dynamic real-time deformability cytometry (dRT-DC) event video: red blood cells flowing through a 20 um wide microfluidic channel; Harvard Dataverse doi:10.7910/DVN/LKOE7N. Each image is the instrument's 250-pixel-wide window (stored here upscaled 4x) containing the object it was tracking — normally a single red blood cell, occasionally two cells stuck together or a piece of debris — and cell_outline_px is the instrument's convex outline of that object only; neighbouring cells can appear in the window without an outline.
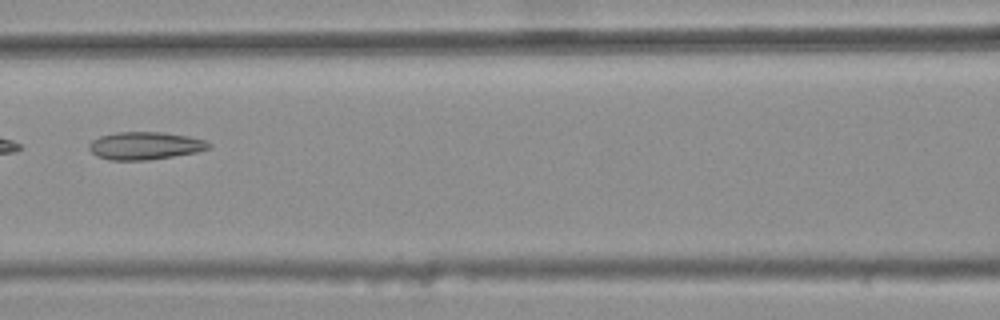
{"species": "common noctule bat (a hibernating species)", "species_latin": "Nyctalus noctula", "temperature_condition": "warm", "stored_images_in_passage": 5, "camera_frame_rate_fps": 3000, "um_per_image_px": 0.085, "animal": {"sex": "female", "body_mass_g": 25.1}, "frame": {"image": 1, "passage_image": 3, "time_ms": 0.667, "image_size_px": [1000, 320], "cell_outline_px": [[212, 148], [196, 152], [148, 160], [112, 160], [96, 156], [88, 148], [88, 144], [92, 140], [100, 136], [116, 132], [164, 132], [188, 136], [204, 140], [212, 144]], "centroid_in_image_um": [12.33, 12.38], "position_along_channel_um": 154.3, "area_um2": 19.36}}
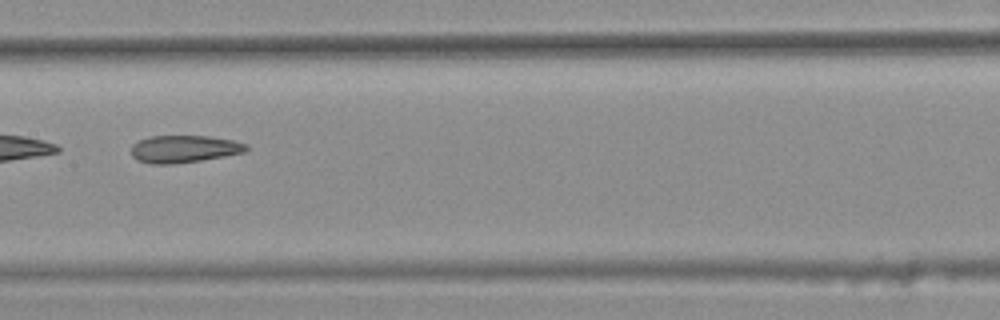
{"frame": {"image": 2, "passage_image": 4, "time_ms": 1.0, "image_size_px": [1000, 320], "cell_outline_px": [[248, 148], [244, 152], [224, 156], [200, 160], [172, 164], [152, 164], [136, 160], [132, 156], [132, 144], [140, 140], [152, 136], [208, 136], [232, 140], [248, 144]], "centroid_in_image_um": [15.63, 12.66], "position_along_channel_um": 191.8, "area_um2": 18.21}}
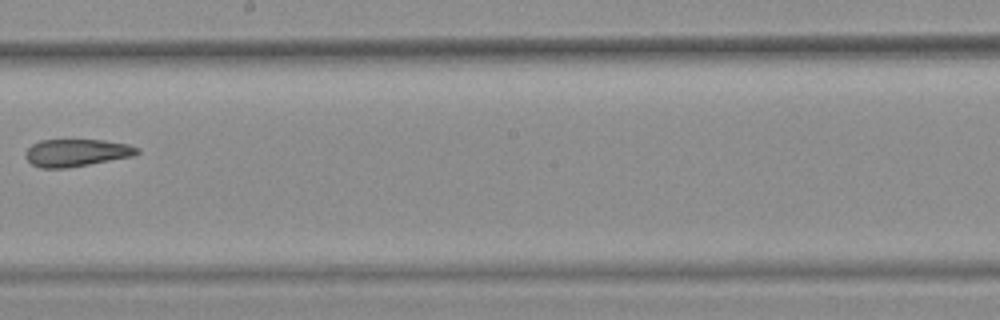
{"frame": {"image": 3, "passage_image": 5, "time_ms": 1.333, "image_size_px": [1000, 320], "cell_outline_px": [[140, 152], [132, 156], [88, 164], [64, 168], [40, 168], [32, 164], [24, 156], [24, 152], [32, 144], [40, 140], [104, 140], [128, 144], [140, 148]], "centroid_in_image_um": [6.48, 12.97], "position_along_channel_um": 241.7, "area_um2": 17.74}}